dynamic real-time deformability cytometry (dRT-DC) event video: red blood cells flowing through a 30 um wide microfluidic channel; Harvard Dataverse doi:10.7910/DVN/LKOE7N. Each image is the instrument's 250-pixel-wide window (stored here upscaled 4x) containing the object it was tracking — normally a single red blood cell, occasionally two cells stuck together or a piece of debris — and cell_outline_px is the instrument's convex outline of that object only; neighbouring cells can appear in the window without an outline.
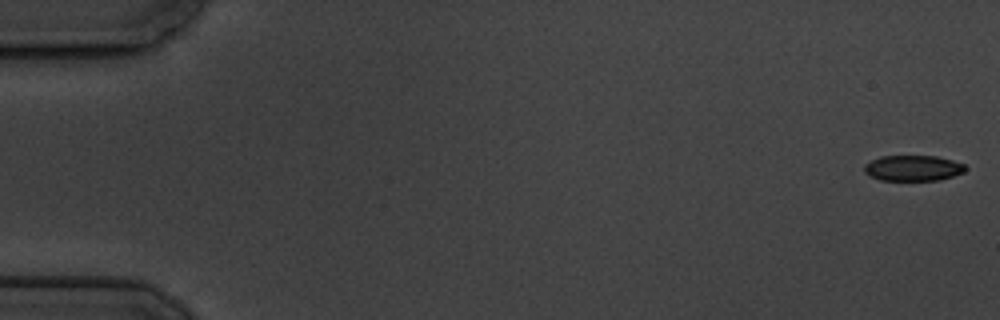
{"species": "common noctule bat (a hibernating species)", "species_latin": "Nyctalus noctula", "temperature_condition": "cold", "stored_images_in_passage": 6, "segment_of_instrument_passage": [1, 2], "camera_frame_rate_fps": 3000, "um_per_image_px": 0.085, "animal": {"sex": "male", "body_mass_g": 19.5, "forearm_length_mm": 54.6}, "frame": {"image": 1, "passage_image": 1, "time_ms": 0.0, "image_size_px": [1000, 320], "cell_outline_px": [[968, 168], [964, 172], [940, 180], [880, 180], [864, 172], [864, 164], [880, 156], [936, 156], [952, 160], [964, 164]], "centroid_in_image_um": [77.62, 14.28], "position_along_channel_um": 7.4, "area_um2": 15.09}}
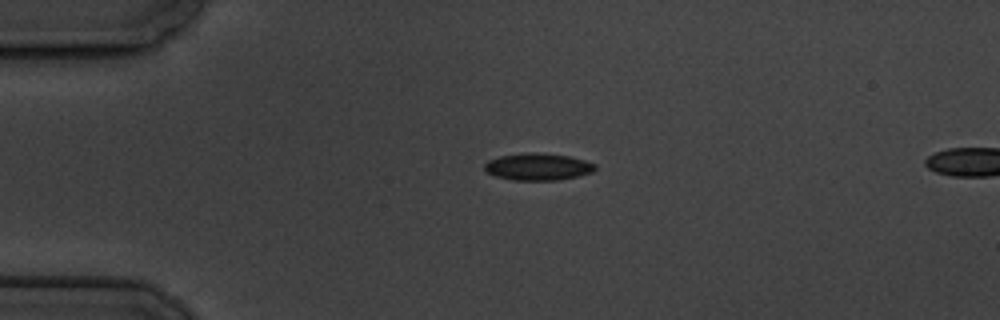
{"frame": {"image": 2, "passage_image": 4, "time_ms": 4.333, "image_size_px": [1000, 320], "cell_outline_px": [[596, 168], [592, 172], [560, 180], [512, 180], [496, 176], [484, 172], [484, 164], [488, 160], [500, 156], [532, 152], [536, 152], [568, 156], [584, 160], [596, 164]], "centroid_in_image_um": [45.69, 14.18], "position_along_channel_um": 39.3, "area_um2": 17.4}}